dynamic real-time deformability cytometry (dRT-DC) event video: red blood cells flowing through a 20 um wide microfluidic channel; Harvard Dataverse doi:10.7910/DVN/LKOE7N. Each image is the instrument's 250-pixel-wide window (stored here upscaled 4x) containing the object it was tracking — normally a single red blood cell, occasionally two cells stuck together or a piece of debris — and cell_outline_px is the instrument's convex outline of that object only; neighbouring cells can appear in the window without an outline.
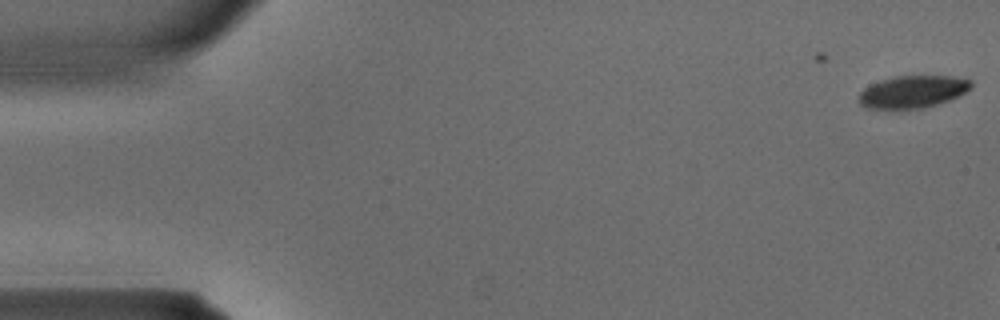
{"species": "common noctule bat (a hibernating species)", "species_latin": "Nyctalus noctula", "temperature_condition": "warm", "stored_images_in_passage": 4, "camera_frame_rate_fps": 3000, "um_per_image_px": 0.085, "animal": {"sex": "male", "body_mass_g": 15.6}, "frame": {"image": 1, "passage_image": 4, "time_ms": 1.0, "image_size_px": [1000, 320], "cell_outline_px": [[972, 88], [948, 100], [924, 108], [892, 112], [864, 108], [860, 104], [856, 96], [864, 88], [880, 80], [896, 76], [952, 76], [972, 80]], "centroid_in_image_um": [77.48, 7.85], "position_along_channel_um": 7.5, "area_um2": 21.91}}